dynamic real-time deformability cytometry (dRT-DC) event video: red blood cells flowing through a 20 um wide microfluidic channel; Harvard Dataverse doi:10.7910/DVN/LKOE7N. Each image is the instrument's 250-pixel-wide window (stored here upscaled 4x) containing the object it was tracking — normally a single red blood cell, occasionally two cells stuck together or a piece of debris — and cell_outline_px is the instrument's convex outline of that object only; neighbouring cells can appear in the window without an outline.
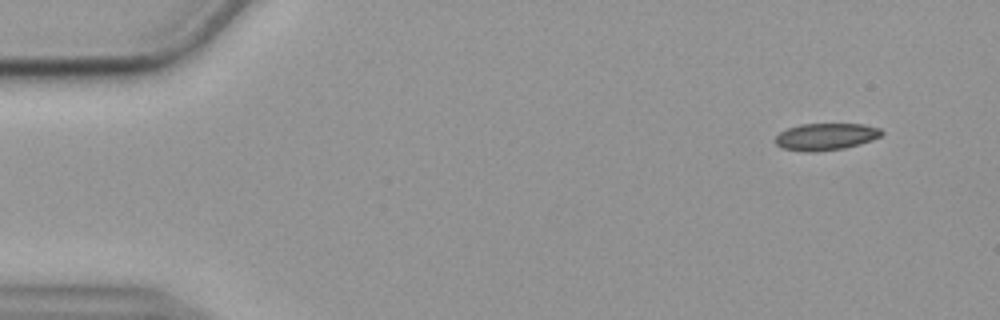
{"species": "common noctule bat (a hibernating species)", "species_latin": "Nyctalus noctula", "temperature_condition": "cold", "stored_images_in_passage": 55, "camera_frame_rate_fps": 3000, "um_per_image_px": 0.085, "animal": {"sex": "female", "body_mass_g": 19.9}, "frame": {"image": 1, "passage_image": 3, "time_ms": 0.667, "image_size_px": [1000, 320], "cell_outline_px": [[884, 132], [880, 136], [872, 140], [860, 144], [844, 148], [816, 152], [804, 152], [784, 148], [776, 144], [772, 140], [780, 132], [788, 128], [800, 124], [864, 124], [880, 128]], "centroid_in_image_um": [70.18, 11.62], "position_along_channel_um": 14.8, "area_um2": 16.82}}
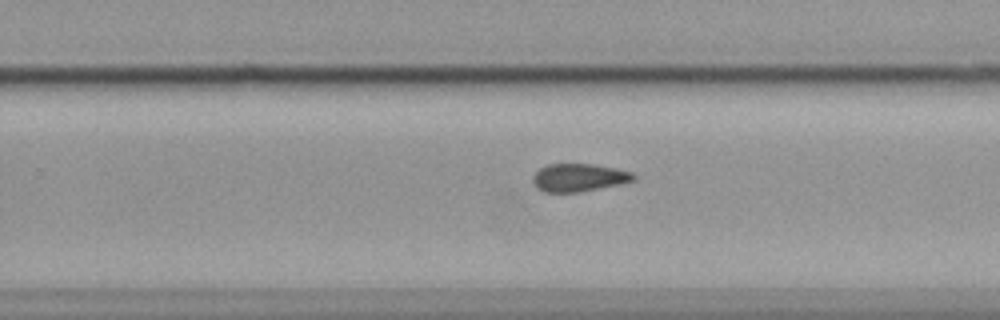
{"frame": {"image": 2, "passage_image": 34, "time_ms": 11.0, "image_size_px": [1000, 320], "cell_outline_px": [[636, 180], [620, 184], [580, 192], [544, 192], [536, 188], [532, 184], [532, 176], [540, 168], [548, 164], [592, 164], [616, 168], [632, 172], [636, 176]], "centroid_in_image_um": [49.19, 15.1], "position_along_channel_um": 280.6, "area_um2": 16.53}}
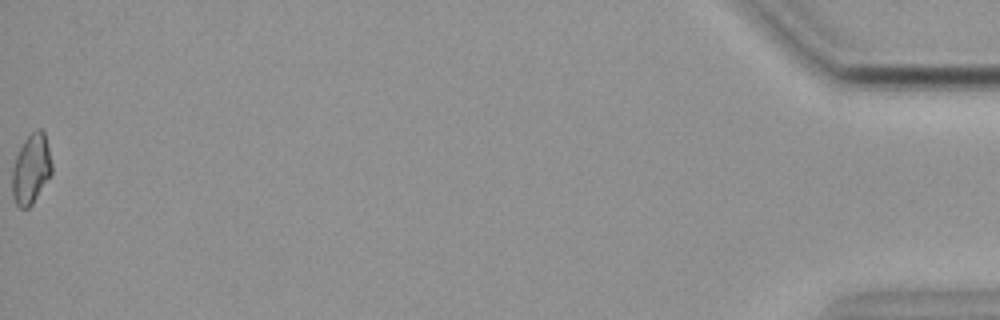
{"frame": {"image": 3, "passage_image": 55, "time_ms": 18.0, "image_size_px": [1000, 320], "cell_outline_px": [[52, 172], [32, 204], [28, 208], [20, 208], [16, 204], [12, 196], [12, 168], [16, 156], [24, 140], [36, 128], [40, 128], [44, 132], [52, 164]], "centroid_in_image_um": [2.63, 14.37], "position_along_channel_um": 432.6, "area_um2": 16.01}, "authors_computed_cell_mechanics": {"area_um2": 16.762, "velocity_mm_per_s": 3.5812, "shape_relaxation_time_tau1_ms": null, "shape_relaxation_time_tau2_ms": 4.7391, "deformation_change_tau1": null, "deformation_change_tau2": 0.1174}}